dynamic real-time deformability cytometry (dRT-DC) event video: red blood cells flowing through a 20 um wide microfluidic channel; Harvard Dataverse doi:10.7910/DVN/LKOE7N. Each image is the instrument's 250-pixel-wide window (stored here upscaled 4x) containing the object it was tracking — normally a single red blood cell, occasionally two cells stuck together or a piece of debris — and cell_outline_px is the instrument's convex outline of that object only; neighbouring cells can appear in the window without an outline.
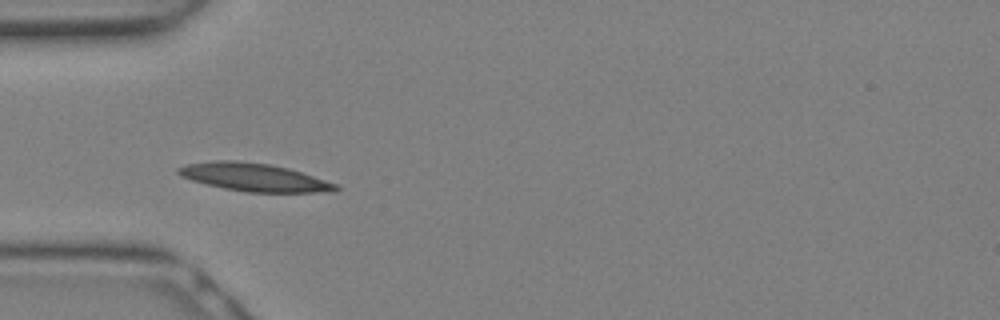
{"species": "Egyptian fruit bat (a non-hibernating species)", "species_latin": "Rousettus aegyptiacus", "temperature_condition": "warm", "stored_images_in_passage": 12, "camera_frame_rate_fps": 3000, "um_per_image_px": 0.085, "animal": {"sex": "female"}, "frame": {"image": 1, "passage_image": 7, "time_ms": 2.0, "image_size_px": [1000, 320], "cell_outline_px": [[340, 188], [336, 192], [248, 192], [224, 188], [192, 180], [180, 176], [176, 172], [176, 168], [184, 164], [216, 160], [236, 160], [272, 164], [288, 168], [336, 184]], "centroid_in_image_um": [21.56, 15.06], "position_along_channel_um": 63.4, "area_um2": 25.61}}
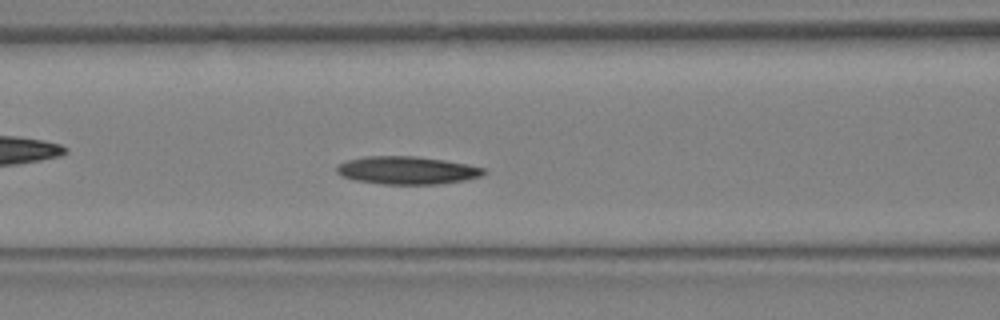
{"frame": {"image": 2, "passage_image": 10, "time_ms": 3.0, "image_size_px": [1000, 320], "cell_outline_px": [[488, 172], [480, 176], [464, 180], [440, 184], [384, 184], [356, 180], [340, 176], [336, 172], [336, 168], [340, 164], [348, 160], [364, 156], [416, 156], [444, 160], [484, 168]], "centroid_in_image_um": [34.58, 14.48], "position_along_channel_um": 132.0, "area_um2": 23.76}}
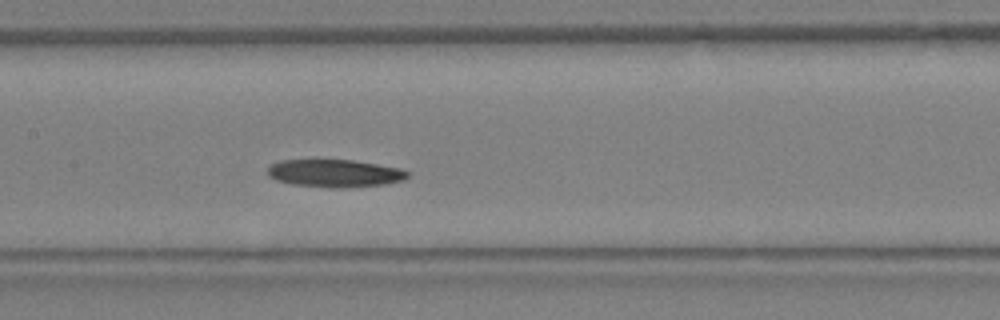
{"frame": {"image": 3, "passage_image": 12, "time_ms": 3.667, "image_size_px": [1000, 320], "cell_outline_px": [[412, 172], [404, 180], [384, 184], [344, 188], [332, 188], [292, 184], [276, 180], [268, 176], [268, 168], [272, 164], [280, 160], [352, 160], [400, 168]], "centroid_in_image_um": [28.48, 14.73], "position_along_channel_um": 178.9, "area_um2": 22.6}}